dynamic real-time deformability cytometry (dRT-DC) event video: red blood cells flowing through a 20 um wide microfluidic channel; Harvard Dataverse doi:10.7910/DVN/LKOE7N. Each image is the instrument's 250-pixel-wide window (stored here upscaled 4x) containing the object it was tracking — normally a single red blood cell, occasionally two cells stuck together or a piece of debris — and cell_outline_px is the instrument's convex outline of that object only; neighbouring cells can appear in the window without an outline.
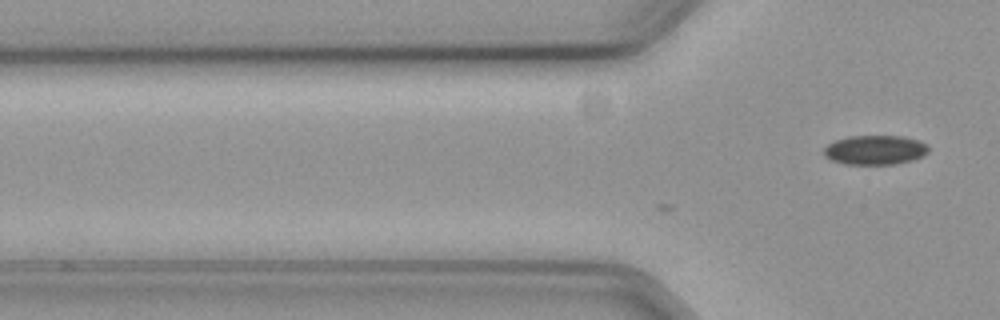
{"species": "common noctule bat (a hibernating species)", "species_latin": "Nyctalus noctula", "temperature_condition": "cold", "stored_images_in_passage": 3, "camera_frame_rate_fps": 3000, "um_per_image_px": 0.085, "animal": {"sex": "female", "body_mass_g": 19.3, "forearm_length_mm": 54.1}, "frame": {"image": 1, "passage_image": 3, "time_ms": 0.667, "image_size_px": [1000, 320], "cell_outline_px": [[928, 152], [924, 156], [912, 160], [892, 164], [844, 164], [832, 160], [824, 156], [824, 148], [828, 144], [836, 140], [848, 136], [900, 136], [916, 140], [924, 144], [928, 148]], "centroid_in_image_um": [74.35, 12.75], "position_along_channel_um": 51.5, "area_um2": 17.74}}